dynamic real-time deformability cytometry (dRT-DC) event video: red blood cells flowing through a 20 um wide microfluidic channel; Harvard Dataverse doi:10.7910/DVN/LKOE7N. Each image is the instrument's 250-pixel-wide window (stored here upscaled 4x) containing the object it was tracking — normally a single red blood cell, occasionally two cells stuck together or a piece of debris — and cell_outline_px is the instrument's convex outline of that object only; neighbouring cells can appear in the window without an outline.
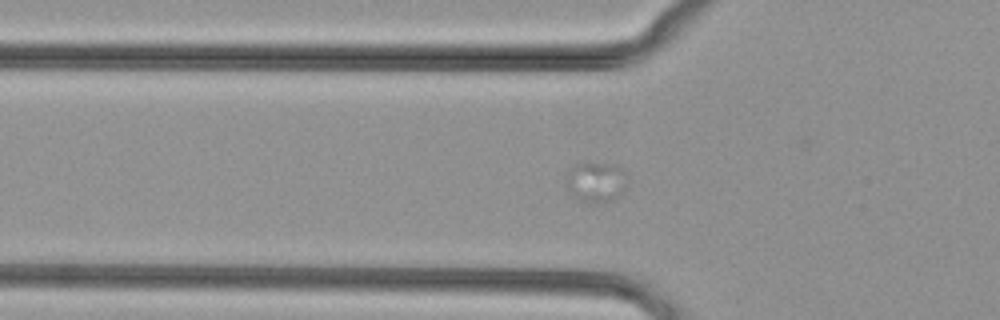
{"species": "common noctule bat (a hibernating species)", "species_latin": "Nyctalus noctula", "temperature_condition": "cold", "stored_images_in_passage": 13, "camera_frame_rate_fps": 3000, "um_per_image_px": 0.085, "animal": {"sex": "female", "body_mass_g": 29.2, "forearm_length_mm": 56.3}, "frame": {"image": 1, "passage_image": 4, "time_ms": 1.0, "image_size_px": [1000, 320], "cell_outline_px": [[628, 184], [624, 192], [616, 200], [592, 204], [584, 204], [576, 200], [564, 184], [568, 168], [572, 164], [580, 160], [588, 160], [616, 164], [624, 168], [628, 180]], "centroid_in_image_um": [50.64, 15.43], "position_along_channel_um": 75.2, "area_um2": 16.01}}
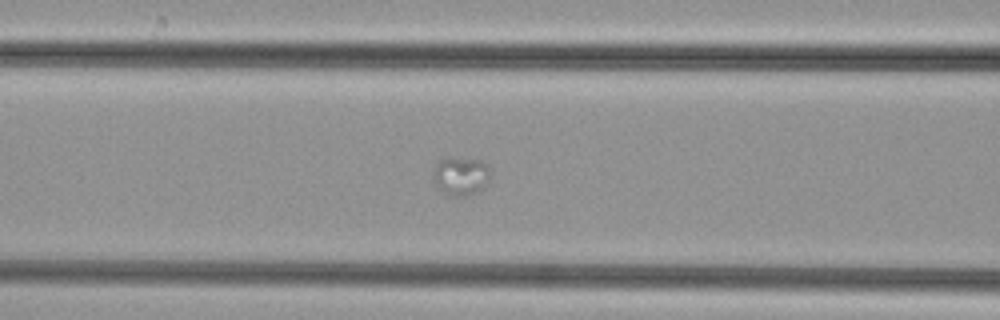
{"frame": {"image": 2, "passage_image": 8, "time_ms": 2.333, "image_size_px": [1000, 320], "cell_outline_px": [[492, 172], [484, 188], [468, 196], [448, 196], [436, 184], [432, 176], [432, 172], [440, 156], [452, 156], [480, 160]], "centroid_in_image_um": [39.14, 14.92], "position_along_channel_um": 127.5, "area_um2": 13.24}}